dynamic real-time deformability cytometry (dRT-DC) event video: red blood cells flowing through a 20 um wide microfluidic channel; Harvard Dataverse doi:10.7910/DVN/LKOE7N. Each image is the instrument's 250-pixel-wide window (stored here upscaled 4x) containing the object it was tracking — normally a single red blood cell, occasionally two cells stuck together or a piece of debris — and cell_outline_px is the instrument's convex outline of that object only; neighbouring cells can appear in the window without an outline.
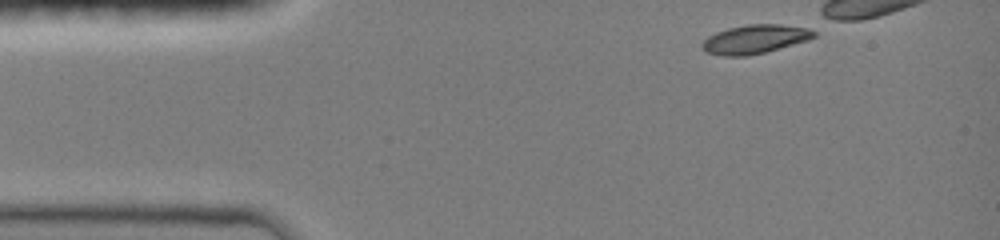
{"species": "common noctule bat (a hibernating species)", "species_latin": "Nyctalus noctula", "temperature_condition": "room temperature", "stored_images_in_passage": 30, "camera_frame_rate_fps": 3000, "um_per_image_px": 0.085, "animal": {"sex": "female", "body_mass_g": 19.0, "forearm_length_mm": 51.5}, "frame": {"image": 1, "passage_image": 1, "time_ms": 0.0, "image_size_px": [1000, 240], "cell_outline_px": [[816, 36], [808, 40], [764, 52], [744, 56], [724, 56], [708, 52], [700, 44], [708, 36], [716, 32], [728, 28], [748, 24], [780, 24], [808, 28], [816, 32]], "centroid_in_image_um": [64.17, 3.32], "position_along_channel_um": 20.8, "area_um2": 18.55}}
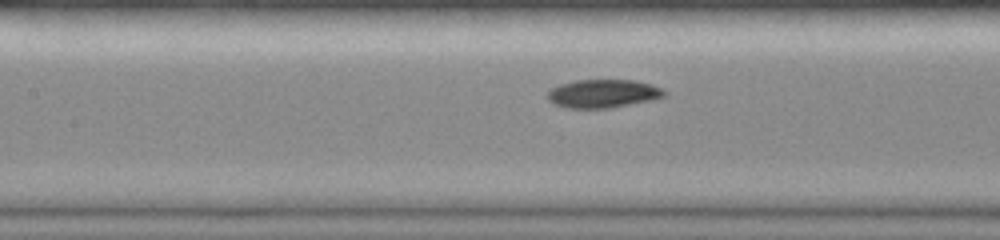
{"frame": {"image": 2, "passage_image": 16, "time_ms": 5.0, "image_size_px": [1000, 240], "cell_outline_px": [[664, 96], [652, 100], [608, 108], [564, 108], [552, 104], [548, 100], [548, 92], [552, 88], [560, 84], [576, 80], [636, 80], [652, 84], [660, 88], [664, 92]], "centroid_in_image_um": [51.21, 7.96], "position_along_channel_um": 156.2, "area_um2": 19.25}}
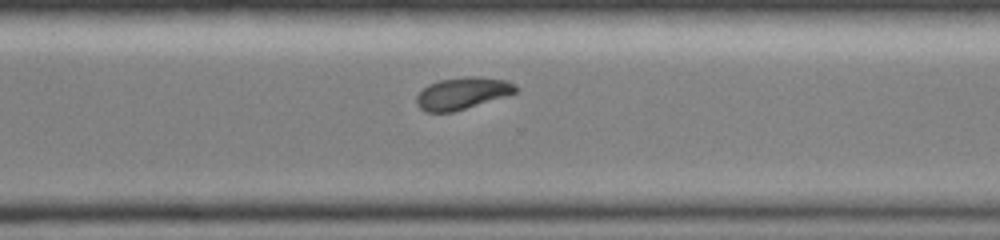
{"frame": {"image": 3, "passage_image": 29, "time_ms": 9.333, "image_size_px": [1000, 240], "cell_outline_px": [[516, 92], [504, 96], [452, 112], [424, 112], [416, 104], [416, 96], [428, 84], [440, 80], [468, 76], [476, 76], [508, 80], [516, 84]], "centroid_in_image_um": [39.27, 7.92], "position_along_channel_um": 331.3, "area_um2": 18.26}}